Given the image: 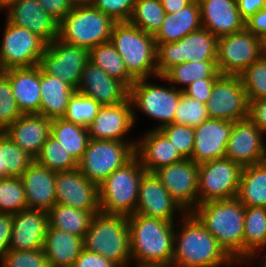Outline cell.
<instances>
[{
    "label": "cell",
    "instance_id": "10",
    "mask_svg": "<svg viewBox=\"0 0 266 267\" xmlns=\"http://www.w3.org/2000/svg\"><path fill=\"white\" fill-rule=\"evenodd\" d=\"M148 80H136L129 88L134 124L137 119L134 107L150 118L161 122L153 129H159L167 124L174 123L176 108L183 91L176 88L174 84H171V88L169 86L163 87L159 84H151Z\"/></svg>",
    "mask_w": 266,
    "mask_h": 267
},
{
    "label": "cell",
    "instance_id": "4",
    "mask_svg": "<svg viewBox=\"0 0 266 267\" xmlns=\"http://www.w3.org/2000/svg\"><path fill=\"white\" fill-rule=\"evenodd\" d=\"M83 248L119 267H128L131 263L128 216L96 213L83 237Z\"/></svg>",
    "mask_w": 266,
    "mask_h": 267
},
{
    "label": "cell",
    "instance_id": "35",
    "mask_svg": "<svg viewBox=\"0 0 266 267\" xmlns=\"http://www.w3.org/2000/svg\"><path fill=\"white\" fill-rule=\"evenodd\" d=\"M50 135L58 140L77 162L82 158L90 141L87 127L64 118L51 120Z\"/></svg>",
    "mask_w": 266,
    "mask_h": 267
},
{
    "label": "cell",
    "instance_id": "14",
    "mask_svg": "<svg viewBox=\"0 0 266 267\" xmlns=\"http://www.w3.org/2000/svg\"><path fill=\"white\" fill-rule=\"evenodd\" d=\"M88 62L89 50L56 38L47 43L39 66L45 73L57 76L77 90Z\"/></svg>",
    "mask_w": 266,
    "mask_h": 267
},
{
    "label": "cell",
    "instance_id": "39",
    "mask_svg": "<svg viewBox=\"0 0 266 267\" xmlns=\"http://www.w3.org/2000/svg\"><path fill=\"white\" fill-rule=\"evenodd\" d=\"M34 161L4 132H0V170H4V178L21 177Z\"/></svg>",
    "mask_w": 266,
    "mask_h": 267
},
{
    "label": "cell",
    "instance_id": "5",
    "mask_svg": "<svg viewBox=\"0 0 266 267\" xmlns=\"http://www.w3.org/2000/svg\"><path fill=\"white\" fill-rule=\"evenodd\" d=\"M110 42L123 59L127 72L135 80L157 77L154 36L129 22H116Z\"/></svg>",
    "mask_w": 266,
    "mask_h": 267
},
{
    "label": "cell",
    "instance_id": "11",
    "mask_svg": "<svg viewBox=\"0 0 266 267\" xmlns=\"http://www.w3.org/2000/svg\"><path fill=\"white\" fill-rule=\"evenodd\" d=\"M0 41V71L33 67L40 63L47 43L28 29L5 21Z\"/></svg>",
    "mask_w": 266,
    "mask_h": 267
},
{
    "label": "cell",
    "instance_id": "19",
    "mask_svg": "<svg viewBox=\"0 0 266 267\" xmlns=\"http://www.w3.org/2000/svg\"><path fill=\"white\" fill-rule=\"evenodd\" d=\"M179 211V212H178ZM177 212L183 216L186 212L172 198L154 173L146 172L140 182L136 214L175 222Z\"/></svg>",
    "mask_w": 266,
    "mask_h": 267
},
{
    "label": "cell",
    "instance_id": "32",
    "mask_svg": "<svg viewBox=\"0 0 266 267\" xmlns=\"http://www.w3.org/2000/svg\"><path fill=\"white\" fill-rule=\"evenodd\" d=\"M75 92L71 85L57 76L45 73L40 67V115L51 120L63 118Z\"/></svg>",
    "mask_w": 266,
    "mask_h": 267
},
{
    "label": "cell",
    "instance_id": "18",
    "mask_svg": "<svg viewBox=\"0 0 266 267\" xmlns=\"http://www.w3.org/2000/svg\"><path fill=\"white\" fill-rule=\"evenodd\" d=\"M264 135L249 119L235 121L226 147V157L242 167L266 161Z\"/></svg>",
    "mask_w": 266,
    "mask_h": 267
},
{
    "label": "cell",
    "instance_id": "61",
    "mask_svg": "<svg viewBox=\"0 0 266 267\" xmlns=\"http://www.w3.org/2000/svg\"><path fill=\"white\" fill-rule=\"evenodd\" d=\"M266 258V256H265ZM265 258H262L263 260H261V262L257 263V264H261L263 265V267H266V259Z\"/></svg>",
    "mask_w": 266,
    "mask_h": 267
},
{
    "label": "cell",
    "instance_id": "52",
    "mask_svg": "<svg viewBox=\"0 0 266 267\" xmlns=\"http://www.w3.org/2000/svg\"><path fill=\"white\" fill-rule=\"evenodd\" d=\"M72 267H119L104 256L82 249Z\"/></svg>",
    "mask_w": 266,
    "mask_h": 267
},
{
    "label": "cell",
    "instance_id": "40",
    "mask_svg": "<svg viewBox=\"0 0 266 267\" xmlns=\"http://www.w3.org/2000/svg\"><path fill=\"white\" fill-rule=\"evenodd\" d=\"M166 12L160 0H135L129 23L155 36L160 30Z\"/></svg>",
    "mask_w": 266,
    "mask_h": 267
},
{
    "label": "cell",
    "instance_id": "38",
    "mask_svg": "<svg viewBox=\"0 0 266 267\" xmlns=\"http://www.w3.org/2000/svg\"><path fill=\"white\" fill-rule=\"evenodd\" d=\"M222 74L218 71L216 62H185L172 66L162 76H158L161 80L167 81L169 84L174 83L183 87H178L183 91L187 86L196 80L203 78H219Z\"/></svg>",
    "mask_w": 266,
    "mask_h": 267
},
{
    "label": "cell",
    "instance_id": "9",
    "mask_svg": "<svg viewBox=\"0 0 266 267\" xmlns=\"http://www.w3.org/2000/svg\"><path fill=\"white\" fill-rule=\"evenodd\" d=\"M218 37L201 28L174 43L156 44L157 77L185 62H216Z\"/></svg>",
    "mask_w": 266,
    "mask_h": 267
},
{
    "label": "cell",
    "instance_id": "16",
    "mask_svg": "<svg viewBox=\"0 0 266 267\" xmlns=\"http://www.w3.org/2000/svg\"><path fill=\"white\" fill-rule=\"evenodd\" d=\"M172 198L187 213L198 206L199 165L191 159L163 166L153 172Z\"/></svg>",
    "mask_w": 266,
    "mask_h": 267
},
{
    "label": "cell",
    "instance_id": "60",
    "mask_svg": "<svg viewBox=\"0 0 266 267\" xmlns=\"http://www.w3.org/2000/svg\"><path fill=\"white\" fill-rule=\"evenodd\" d=\"M262 41V46H263V50H264V53L266 55V34L264 35V37L261 39Z\"/></svg>",
    "mask_w": 266,
    "mask_h": 267
},
{
    "label": "cell",
    "instance_id": "7",
    "mask_svg": "<svg viewBox=\"0 0 266 267\" xmlns=\"http://www.w3.org/2000/svg\"><path fill=\"white\" fill-rule=\"evenodd\" d=\"M116 22L91 4H75L58 24V39L87 50L110 41Z\"/></svg>",
    "mask_w": 266,
    "mask_h": 267
},
{
    "label": "cell",
    "instance_id": "55",
    "mask_svg": "<svg viewBox=\"0 0 266 267\" xmlns=\"http://www.w3.org/2000/svg\"><path fill=\"white\" fill-rule=\"evenodd\" d=\"M245 28L253 35L262 39L266 34V7L249 18L245 22Z\"/></svg>",
    "mask_w": 266,
    "mask_h": 267
},
{
    "label": "cell",
    "instance_id": "20",
    "mask_svg": "<svg viewBox=\"0 0 266 267\" xmlns=\"http://www.w3.org/2000/svg\"><path fill=\"white\" fill-rule=\"evenodd\" d=\"M134 125L133 107L128 97L122 103L101 105L87 128L92 140L128 141L126 135Z\"/></svg>",
    "mask_w": 266,
    "mask_h": 267
},
{
    "label": "cell",
    "instance_id": "44",
    "mask_svg": "<svg viewBox=\"0 0 266 267\" xmlns=\"http://www.w3.org/2000/svg\"><path fill=\"white\" fill-rule=\"evenodd\" d=\"M101 105L94 99L84 96L77 91L70 98L64 119L75 124L88 127L96 117Z\"/></svg>",
    "mask_w": 266,
    "mask_h": 267
},
{
    "label": "cell",
    "instance_id": "47",
    "mask_svg": "<svg viewBox=\"0 0 266 267\" xmlns=\"http://www.w3.org/2000/svg\"><path fill=\"white\" fill-rule=\"evenodd\" d=\"M159 130L185 159L191 158L194 149V127L171 123Z\"/></svg>",
    "mask_w": 266,
    "mask_h": 267
},
{
    "label": "cell",
    "instance_id": "48",
    "mask_svg": "<svg viewBox=\"0 0 266 267\" xmlns=\"http://www.w3.org/2000/svg\"><path fill=\"white\" fill-rule=\"evenodd\" d=\"M0 262L3 267H50L43 248L9 250Z\"/></svg>",
    "mask_w": 266,
    "mask_h": 267
},
{
    "label": "cell",
    "instance_id": "31",
    "mask_svg": "<svg viewBox=\"0 0 266 267\" xmlns=\"http://www.w3.org/2000/svg\"><path fill=\"white\" fill-rule=\"evenodd\" d=\"M201 28L200 5L198 0H193L176 13H166L154 40L156 44L174 43Z\"/></svg>",
    "mask_w": 266,
    "mask_h": 267
},
{
    "label": "cell",
    "instance_id": "46",
    "mask_svg": "<svg viewBox=\"0 0 266 267\" xmlns=\"http://www.w3.org/2000/svg\"><path fill=\"white\" fill-rule=\"evenodd\" d=\"M21 115L9 78L0 71V132H4Z\"/></svg>",
    "mask_w": 266,
    "mask_h": 267
},
{
    "label": "cell",
    "instance_id": "58",
    "mask_svg": "<svg viewBox=\"0 0 266 267\" xmlns=\"http://www.w3.org/2000/svg\"><path fill=\"white\" fill-rule=\"evenodd\" d=\"M17 0H0V10H7L12 4H14Z\"/></svg>",
    "mask_w": 266,
    "mask_h": 267
},
{
    "label": "cell",
    "instance_id": "50",
    "mask_svg": "<svg viewBox=\"0 0 266 267\" xmlns=\"http://www.w3.org/2000/svg\"><path fill=\"white\" fill-rule=\"evenodd\" d=\"M218 78H203L187 86L183 93L192 99L206 104L210 98L214 83Z\"/></svg>",
    "mask_w": 266,
    "mask_h": 267
},
{
    "label": "cell",
    "instance_id": "6",
    "mask_svg": "<svg viewBox=\"0 0 266 267\" xmlns=\"http://www.w3.org/2000/svg\"><path fill=\"white\" fill-rule=\"evenodd\" d=\"M146 173L135 155L122 167L115 170L99 185L101 212L130 216L136 212L139 186Z\"/></svg>",
    "mask_w": 266,
    "mask_h": 267
},
{
    "label": "cell",
    "instance_id": "23",
    "mask_svg": "<svg viewBox=\"0 0 266 267\" xmlns=\"http://www.w3.org/2000/svg\"><path fill=\"white\" fill-rule=\"evenodd\" d=\"M6 19L37 34L46 43L58 38V22L36 0H17L7 10Z\"/></svg>",
    "mask_w": 266,
    "mask_h": 267
},
{
    "label": "cell",
    "instance_id": "28",
    "mask_svg": "<svg viewBox=\"0 0 266 267\" xmlns=\"http://www.w3.org/2000/svg\"><path fill=\"white\" fill-rule=\"evenodd\" d=\"M51 119L40 114H22L4 133L34 159L50 135Z\"/></svg>",
    "mask_w": 266,
    "mask_h": 267
},
{
    "label": "cell",
    "instance_id": "45",
    "mask_svg": "<svg viewBox=\"0 0 266 267\" xmlns=\"http://www.w3.org/2000/svg\"><path fill=\"white\" fill-rule=\"evenodd\" d=\"M209 118L206 104L192 99L182 92L178 102L174 123L190 127L199 126Z\"/></svg>",
    "mask_w": 266,
    "mask_h": 267
},
{
    "label": "cell",
    "instance_id": "41",
    "mask_svg": "<svg viewBox=\"0 0 266 267\" xmlns=\"http://www.w3.org/2000/svg\"><path fill=\"white\" fill-rule=\"evenodd\" d=\"M35 161L55 172L78 169V162L59 141L49 135Z\"/></svg>",
    "mask_w": 266,
    "mask_h": 267
},
{
    "label": "cell",
    "instance_id": "17",
    "mask_svg": "<svg viewBox=\"0 0 266 267\" xmlns=\"http://www.w3.org/2000/svg\"><path fill=\"white\" fill-rule=\"evenodd\" d=\"M56 204L89 212H101L99 186L89 181L79 169L56 172Z\"/></svg>",
    "mask_w": 266,
    "mask_h": 267
},
{
    "label": "cell",
    "instance_id": "22",
    "mask_svg": "<svg viewBox=\"0 0 266 267\" xmlns=\"http://www.w3.org/2000/svg\"><path fill=\"white\" fill-rule=\"evenodd\" d=\"M76 91L94 99L100 105H115L129 97V89L121 81L110 77L91 62L83 69Z\"/></svg>",
    "mask_w": 266,
    "mask_h": 267
},
{
    "label": "cell",
    "instance_id": "21",
    "mask_svg": "<svg viewBox=\"0 0 266 267\" xmlns=\"http://www.w3.org/2000/svg\"><path fill=\"white\" fill-rule=\"evenodd\" d=\"M234 122L208 118L194 127V149L191 160L198 165L226 157V147Z\"/></svg>",
    "mask_w": 266,
    "mask_h": 267
},
{
    "label": "cell",
    "instance_id": "51",
    "mask_svg": "<svg viewBox=\"0 0 266 267\" xmlns=\"http://www.w3.org/2000/svg\"><path fill=\"white\" fill-rule=\"evenodd\" d=\"M43 9L60 23L71 12L75 3L73 0H36Z\"/></svg>",
    "mask_w": 266,
    "mask_h": 267
},
{
    "label": "cell",
    "instance_id": "34",
    "mask_svg": "<svg viewBox=\"0 0 266 267\" xmlns=\"http://www.w3.org/2000/svg\"><path fill=\"white\" fill-rule=\"evenodd\" d=\"M266 247V208L245 207L244 264H250Z\"/></svg>",
    "mask_w": 266,
    "mask_h": 267
},
{
    "label": "cell",
    "instance_id": "57",
    "mask_svg": "<svg viewBox=\"0 0 266 267\" xmlns=\"http://www.w3.org/2000/svg\"><path fill=\"white\" fill-rule=\"evenodd\" d=\"M166 13H176L185 6L189 5L193 0H160Z\"/></svg>",
    "mask_w": 266,
    "mask_h": 267
},
{
    "label": "cell",
    "instance_id": "49",
    "mask_svg": "<svg viewBox=\"0 0 266 267\" xmlns=\"http://www.w3.org/2000/svg\"><path fill=\"white\" fill-rule=\"evenodd\" d=\"M90 4L111 17L115 22H128L133 12L135 0H93Z\"/></svg>",
    "mask_w": 266,
    "mask_h": 267
},
{
    "label": "cell",
    "instance_id": "27",
    "mask_svg": "<svg viewBox=\"0 0 266 267\" xmlns=\"http://www.w3.org/2000/svg\"><path fill=\"white\" fill-rule=\"evenodd\" d=\"M28 209L48 212L56 204V172L34 161L20 177Z\"/></svg>",
    "mask_w": 266,
    "mask_h": 267
},
{
    "label": "cell",
    "instance_id": "3",
    "mask_svg": "<svg viewBox=\"0 0 266 267\" xmlns=\"http://www.w3.org/2000/svg\"><path fill=\"white\" fill-rule=\"evenodd\" d=\"M192 213L226 253L237 264H243L245 206L232 198L198 204Z\"/></svg>",
    "mask_w": 266,
    "mask_h": 267
},
{
    "label": "cell",
    "instance_id": "43",
    "mask_svg": "<svg viewBox=\"0 0 266 267\" xmlns=\"http://www.w3.org/2000/svg\"><path fill=\"white\" fill-rule=\"evenodd\" d=\"M239 76L248 101L266 99V55L248 66Z\"/></svg>",
    "mask_w": 266,
    "mask_h": 267
},
{
    "label": "cell",
    "instance_id": "54",
    "mask_svg": "<svg viewBox=\"0 0 266 267\" xmlns=\"http://www.w3.org/2000/svg\"><path fill=\"white\" fill-rule=\"evenodd\" d=\"M248 118L262 133H266V99L249 101Z\"/></svg>",
    "mask_w": 266,
    "mask_h": 267
},
{
    "label": "cell",
    "instance_id": "24",
    "mask_svg": "<svg viewBox=\"0 0 266 267\" xmlns=\"http://www.w3.org/2000/svg\"><path fill=\"white\" fill-rule=\"evenodd\" d=\"M48 212L24 209L14 214L10 250H36L44 246Z\"/></svg>",
    "mask_w": 266,
    "mask_h": 267
},
{
    "label": "cell",
    "instance_id": "62",
    "mask_svg": "<svg viewBox=\"0 0 266 267\" xmlns=\"http://www.w3.org/2000/svg\"><path fill=\"white\" fill-rule=\"evenodd\" d=\"M0 179H4V170H0Z\"/></svg>",
    "mask_w": 266,
    "mask_h": 267
},
{
    "label": "cell",
    "instance_id": "13",
    "mask_svg": "<svg viewBox=\"0 0 266 267\" xmlns=\"http://www.w3.org/2000/svg\"><path fill=\"white\" fill-rule=\"evenodd\" d=\"M264 55L261 38L246 28L218 38L216 64L222 75L239 76Z\"/></svg>",
    "mask_w": 266,
    "mask_h": 267
},
{
    "label": "cell",
    "instance_id": "8",
    "mask_svg": "<svg viewBox=\"0 0 266 267\" xmlns=\"http://www.w3.org/2000/svg\"><path fill=\"white\" fill-rule=\"evenodd\" d=\"M137 141L92 140L78 161V169L99 186L115 170L135 156Z\"/></svg>",
    "mask_w": 266,
    "mask_h": 267
},
{
    "label": "cell",
    "instance_id": "2",
    "mask_svg": "<svg viewBox=\"0 0 266 267\" xmlns=\"http://www.w3.org/2000/svg\"><path fill=\"white\" fill-rule=\"evenodd\" d=\"M131 263L135 267H171L174 222L134 213L128 216Z\"/></svg>",
    "mask_w": 266,
    "mask_h": 267
},
{
    "label": "cell",
    "instance_id": "29",
    "mask_svg": "<svg viewBox=\"0 0 266 267\" xmlns=\"http://www.w3.org/2000/svg\"><path fill=\"white\" fill-rule=\"evenodd\" d=\"M10 81L22 114H40V66L10 68L2 71Z\"/></svg>",
    "mask_w": 266,
    "mask_h": 267
},
{
    "label": "cell",
    "instance_id": "36",
    "mask_svg": "<svg viewBox=\"0 0 266 267\" xmlns=\"http://www.w3.org/2000/svg\"><path fill=\"white\" fill-rule=\"evenodd\" d=\"M96 213L99 212L55 204L48 211V227L58 228L83 238Z\"/></svg>",
    "mask_w": 266,
    "mask_h": 267
},
{
    "label": "cell",
    "instance_id": "30",
    "mask_svg": "<svg viewBox=\"0 0 266 267\" xmlns=\"http://www.w3.org/2000/svg\"><path fill=\"white\" fill-rule=\"evenodd\" d=\"M82 249L83 238L58 228H47L43 250L50 267H72Z\"/></svg>",
    "mask_w": 266,
    "mask_h": 267
},
{
    "label": "cell",
    "instance_id": "42",
    "mask_svg": "<svg viewBox=\"0 0 266 267\" xmlns=\"http://www.w3.org/2000/svg\"><path fill=\"white\" fill-rule=\"evenodd\" d=\"M27 208L26 194L21 178L0 179V213L16 214Z\"/></svg>",
    "mask_w": 266,
    "mask_h": 267
},
{
    "label": "cell",
    "instance_id": "33",
    "mask_svg": "<svg viewBox=\"0 0 266 267\" xmlns=\"http://www.w3.org/2000/svg\"><path fill=\"white\" fill-rule=\"evenodd\" d=\"M236 198L245 207L266 208V161L242 168Z\"/></svg>",
    "mask_w": 266,
    "mask_h": 267
},
{
    "label": "cell",
    "instance_id": "26",
    "mask_svg": "<svg viewBox=\"0 0 266 267\" xmlns=\"http://www.w3.org/2000/svg\"><path fill=\"white\" fill-rule=\"evenodd\" d=\"M145 132L142 138L136 140L135 155L146 172L153 173L185 159L159 129Z\"/></svg>",
    "mask_w": 266,
    "mask_h": 267
},
{
    "label": "cell",
    "instance_id": "25",
    "mask_svg": "<svg viewBox=\"0 0 266 267\" xmlns=\"http://www.w3.org/2000/svg\"><path fill=\"white\" fill-rule=\"evenodd\" d=\"M202 28L216 37L234 34L245 29L238 11L237 0H198Z\"/></svg>",
    "mask_w": 266,
    "mask_h": 267
},
{
    "label": "cell",
    "instance_id": "15",
    "mask_svg": "<svg viewBox=\"0 0 266 267\" xmlns=\"http://www.w3.org/2000/svg\"><path fill=\"white\" fill-rule=\"evenodd\" d=\"M209 118L238 121L248 118L249 101L240 76L221 75L206 103Z\"/></svg>",
    "mask_w": 266,
    "mask_h": 267
},
{
    "label": "cell",
    "instance_id": "12",
    "mask_svg": "<svg viewBox=\"0 0 266 267\" xmlns=\"http://www.w3.org/2000/svg\"><path fill=\"white\" fill-rule=\"evenodd\" d=\"M242 168L227 157L200 164L198 204L236 198Z\"/></svg>",
    "mask_w": 266,
    "mask_h": 267
},
{
    "label": "cell",
    "instance_id": "1",
    "mask_svg": "<svg viewBox=\"0 0 266 267\" xmlns=\"http://www.w3.org/2000/svg\"><path fill=\"white\" fill-rule=\"evenodd\" d=\"M182 218L178 221L181 229L177 230L175 226L171 267H231L237 264L192 212L185 213Z\"/></svg>",
    "mask_w": 266,
    "mask_h": 267
},
{
    "label": "cell",
    "instance_id": "59",
    "mask_svg": "<svg viewBox=\"0 0 266 267\" xmlns=\"http://www.w3.org/2000/svg\"><path fill=\"white\" fill-rule=\"evenodd\" d=\"M93 0H73L75 4H90Z\"/></svg>",
    "mask_w": 266,
    "mask_h": 267
},
{
    "label": "cell",
    "instance_id": "56",
    "mask_svg": "<svg viewBox=\"0 0 266 267\" xmlns=\"http://www.w3.org/2000/svg\"><path fill=\"white\" fill-rule=\"evenodd\" d=\"M238 11L246 22L255 13L266 7V0H237Z\"/></svg>",
    "mask_w": 266,
    "mask_h": 267
},
{
    "label": "cell",
    "instance_id": "53",
    "mask_svg": "<svg viewBox=\"0 0 266 267\" xmlns=\"http://www.w3.org/2000/svg\"><path fill=\"white\" fill-rule=\"evenodd\" d=\"M14 214L0 213V260L10 250Z\"/></svg>",
    "mask_w": 266,
    "mask_h": 267
},
{
    "label": "cell",
    "instance_id": "37",
    "mask_svg": "<svg viewBox=\"0 0 266 267\" xmlns=\"http://www.w3.org/2000/svg\"><path fill=\"white\" fill-rule=\"evenodd\" d=\"M89 62L100 67L110 77L121 81L128 89L136 81L127 72L123 59L110 41L101 43L90 49Z\"/></svg>",
    "mask_w": 266,
    "mask_h": 267
}]
</instances>
